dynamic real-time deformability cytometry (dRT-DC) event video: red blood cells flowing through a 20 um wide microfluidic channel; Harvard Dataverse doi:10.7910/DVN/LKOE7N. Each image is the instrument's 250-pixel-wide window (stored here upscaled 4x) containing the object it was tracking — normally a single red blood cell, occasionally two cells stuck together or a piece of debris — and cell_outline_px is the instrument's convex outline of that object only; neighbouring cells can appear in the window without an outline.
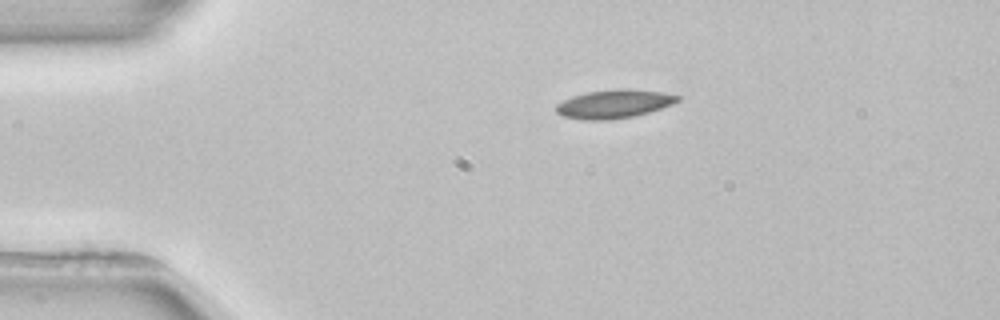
{"species": "common noctule bat (a hibernating species)", "species_latin": "Nyctalus noctula", "temperature_condition": "room temperature", "stored_images_in_passage": 2, "camera_frame_rate_fps": 3000, "um_per_image_px": 0.085, "animal": {"sex": "female", "body_mass_g": 22.7, "forearm_length_mm": 54.2}, "frame": {"image": 1, "passage_image": 1, "time_ms": 0.0, "image_size_px": [1000, 320], "cell_outline_px": [[680, 100], [672, 104], [648, 112], [632, 116], [612, 120], [584, 120], [564, 116], [556, 112], [556, 104], [572, 96], [588, 92], [616, 88], [628, 88], [660, 92], [680, 96]], "centroid_in_image_um": [52.18, 8.83], "position_along_channel_um": 32.8, "area_um2": 20.11}}